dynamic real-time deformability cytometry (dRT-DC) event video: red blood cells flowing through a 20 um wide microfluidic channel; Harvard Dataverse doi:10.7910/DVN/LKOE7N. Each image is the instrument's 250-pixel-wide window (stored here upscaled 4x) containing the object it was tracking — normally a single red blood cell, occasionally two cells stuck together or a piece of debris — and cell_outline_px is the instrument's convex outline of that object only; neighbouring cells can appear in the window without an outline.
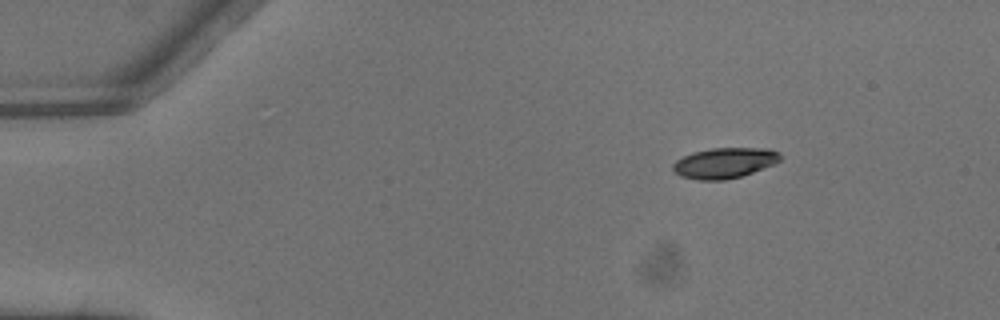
{"species": "common noctule bat (a hibernating species)", "species_latin": "Nyctalus noctula", "temperature_condition": "warm", "stored_images_in_passage": 2, "camera_frame_rate_fps": 3000, "um_per_image_px": 0.085, "animal": {"sex": "male", "body_mass_g": 13.3}, "frame": {"image": 1, "passage_image": 1, "time_ms": 0.0, "image_size_px": [1000, 320], "cell_outline_px": [[780, 160], [776, 164], [740, 176], [724, 180], [696, 180], [680, 176], [672, 168], [672, 164], [676, 160], [692, 152], [712, 148], [768, 148], [780, 152]], "centroid_in_image_um": [61.58, 13.84], "position_along_channel_um": 23.4, "area_um2": 19.13}}